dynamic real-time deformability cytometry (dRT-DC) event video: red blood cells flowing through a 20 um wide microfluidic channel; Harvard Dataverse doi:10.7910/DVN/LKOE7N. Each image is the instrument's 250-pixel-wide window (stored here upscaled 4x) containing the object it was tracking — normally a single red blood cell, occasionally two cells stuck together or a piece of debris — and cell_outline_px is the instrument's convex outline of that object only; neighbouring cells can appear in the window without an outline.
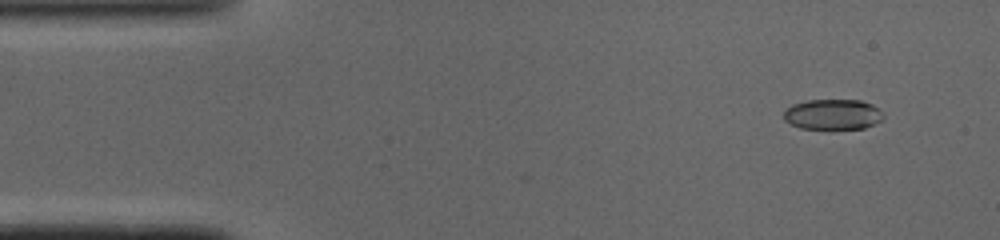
{"species": "common noctule bat (a hibernating species)", "species_latin": "Nyctalus noctula", "temperature_condition": "cold", "stored_images_in_passage": 43, "camera_frame_rate_fps": 3000, "um_per_image_px": 0.085, "animal": {"sex": "male", "body_mass_g": 19.0, "forearm_length_mm": 50.8}, "frame": {"image": 1, "passage_image": 2, "time_ms": 0.333, "image_size_px": [1000, 240], "cell_outline_px": [[884, 116], [880, 120], [864, 128], [800, 128], [784, 120], [784, 112], [792, 104], [808, 100], [860, 100], [872, 104], [884, 112]], "centroid_in_image_um": [70.8, 9.71], "position_along_channel_um": 14.2, "area_um2": 17.46}}
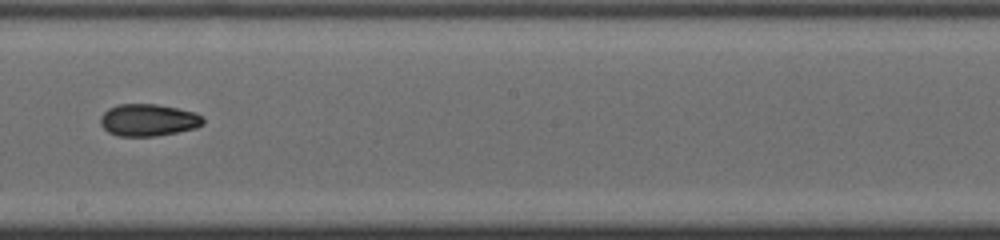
{"frame": {"image": 2, "passage_image": 25, "time_ms": 8.0, "image_size_px": [1000, 240], "cell_outline_px": [[204, 124], [196, 128], [156, 136], [116, 136], [108, 132], [100, 124], [100, 116], [108, 108], [120, 104], [156, 104], [196, 112], [204, 116]], "centroid_in_image_um": [12.61, 10.2], "position_along_channel_um": 235.6, "area_um2": 19.36}}
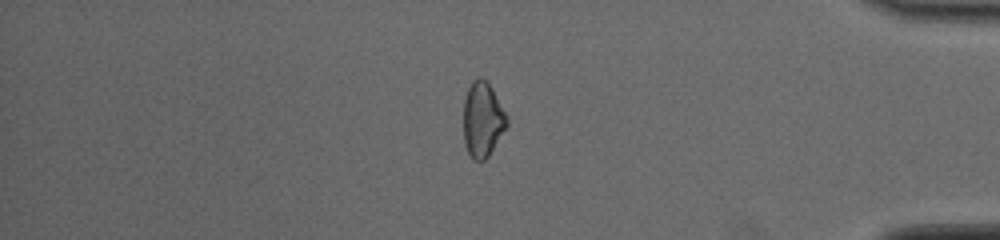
{"frame": {"image": 3, "passage_image": 39, "time_ms": 12.667, "image_size_px": [1000, 240], "cell_outline_px": [[508, 124], [488, 156], [484, 160], [472, 160], [464, 144], [464, 100], [468, 88], [472, 80], [476, 76], [480, 76], [488, 80], [508, 116]], "centroid_in_image_um": [41.02, 10.11], "position_along_channel_um": 394.2, "area_um2": 19.19}}